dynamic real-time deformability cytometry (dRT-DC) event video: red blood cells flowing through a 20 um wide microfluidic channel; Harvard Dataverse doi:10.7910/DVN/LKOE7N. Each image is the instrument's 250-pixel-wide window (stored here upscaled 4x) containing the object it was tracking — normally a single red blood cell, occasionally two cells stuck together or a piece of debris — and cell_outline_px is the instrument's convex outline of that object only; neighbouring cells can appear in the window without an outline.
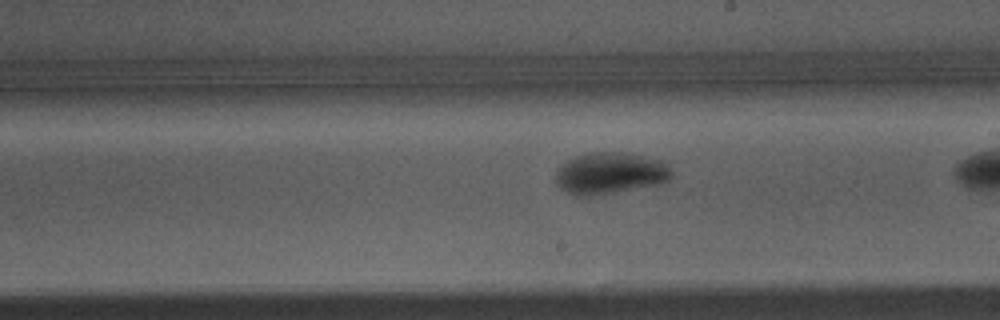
{"species": "Egyptian fruit bat (a non-hibernating species)", "species_latin": "Rousettus aegyptiacus", "temperature_condition": "warm", "stored_images_in_passage": 21, "camera_frame_rate_fps": 3000, "um_per_image_px": 0.085, "animal": {"sex": "male"}, "frame": {"image": 1, "passage_image": 12, "time_ms": 3.667, "image_size_px": [1000, 320], "cell_outline_px": [[672, 176], [668, 180], [660, 184], [588, 196], [572, 196], [560, 188], [556, 184], [556, 168], [568, 160], [576, 156], [588, 152], [628, 152], [664, 160], [672, 172]], "centroid_in_image_um": [51.85, 14.71], "position_along_channel_um": 237.1, "area_um2": 28.38}}